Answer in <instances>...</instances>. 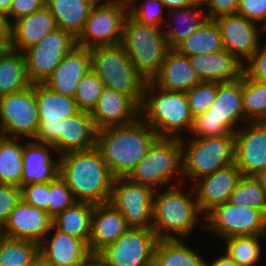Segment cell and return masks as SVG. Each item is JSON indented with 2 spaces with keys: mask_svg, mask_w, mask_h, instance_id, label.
I'll list each match as a JSON object with an SVG mask.
<instances>
[{
  "mask_svg": "<svg viewBox=\"0 0 266 266\" xmlns=\"http://www.w3.org/2000/svg\"><path fill=\"white\" fill-rule=\"evenodd\" d=\"M183 185L168 186L154 193L152 230L159 240H189L196 226L200 224L205 229V215L199 209L195 191L192 185Z\"/></svg>",
  "mask_w": 266,
  "mask_h": 266,
  "instance_id": "obj_1",
  "label": "cell"
},
{
  "mask_svg": "<svg viewBox=\"0 0 266 266\" xmlns=\"http://www.w3.org/2000/svg\"><path fill=\"white\" fill-rule=\"evenodd\" d=\"M157 138L156 131L138 117L126 125L98 130L96 147L115 178L128 177Z\"/></svg>",
  "mask_w": 266,
  "mask_h": 266,
  "instance_id": "obj_2",
  "label": "cell"
},
{
  "mask_svg": "<svg viewBox=\"0 0 266 266\" xmlns=\"http://www.w3.org/2000/svg\"><path fill=\"white\" fill-rule=\"evenodd\" d=\"M60 177L77 202L97 205L110 200L115 177L96 146L60 155Z\"/></svg>",
  "mask_w": 266,
  "mask_h": 266,
  "instance_id": "obj_3",
  "label": "cell"
},
{
  "mask_svg": "<svg viewBox=\"0 0 266 266\" xmlns=\"http://www.w3.org/2000/svg\"><path fill=\"white\" fill-rule=\"evenodd\" d=\"M139 117L158 137L182 139L188 136L193 123L187 94L160 89L152 81L145 85Z\"/></svg>",
  "mask_w": 266,
  "mask_h": 266,
  "instance_id": "obj_4",
  "label": "cell"
},
{
  "mask_svg": "<svg viewBox=\"0 0 266 266\" xmlns=\"http://www.w3.org/2000/svg\"><path fill=\"white\" fill-rule=\"evenodd\" d=\"M243 124L245 119L241 76L235 80L217 82L215 102L206 113L193 118L188 135L189 138L225 136L236 132Z\"/></svg>",
  "mask_w": 266,
  "mask_h": 266,
  "instance_id": "obj_5",
  "label": "cell"
},
{
  "mask_svg": "<svg viewBox=\"0 0 266 266\" xmlns=\"http://www.w3.org/2000/svg\"><path fill=\"white\" fill-rule=\"evenodd\" d=\"M120 44L128 54L134 69L146 82L152 81L159 74L170 49L162 28L142 24L130 14L123 23Z\"/></svg>",
  "mask_w": 266,
  "mask_h": 266,
  "instance_id": "obj_6",
  "label": "cell"
},
{
  "mask_svg": "<svg viewBox=\"0 0 266 266\" xmlns=\"http://www.w3.org/2000/svg\"><path fill=\"white\" fill-rule=\"evenodd\" d=\"M187 138V139H185ZM183 183L192 185L196 180L233 164L236 134L209 138L181 139Z\"/></svg>",
  "mask_w": 266,
  "mask_h": 266,
  "instance_id": "obj_7",
  "label": "cell"
},
{
  "mask_svg": "<svg viewBox=\"0 0 266 266\" xmlns=\"http://www.w3.org/2000/svg\"><path fill=\"white\" fill-rule=\"evenodd\" d=\"M91 69L104 87L129 96L139 107L143 101L146 80L134 69L122 45L90 48Z\"/></svg>",
  "mask_w": 266,
  "mask_h": 266,
  "instance_id": "obj_8",
  "label": "cell"
},
{
  "mask_svg": "<svg viewBox=\"0 0 266 266\" xmlns=\"http://www.w3.org/2000/svg\"><path fill=\"white\" fill-rule=\"evenodd\" d=\"M128 177L154 191L183 183L181 139L158 137Z\"/></svg>",
  "mask_w": 266,
  "mask_h": 266,
  "instance_id": "obj_9",
  "label": "cell"
},
{
  "mask_svg": "<svg viewBox=\"0 0 266 266\" xmlns=\"http://www.w3.org/2000/svg\"><path fill=\"white\" fill-rule=\"evenodd\" d=\"M205 229L217 239L220 237V240L235 236L266 235V215L258 209L238 206L228 200L205 215Z\"/></svg>",
  "mask_w": 266,
  "mask_h": 266,
  "instance_id": "obj_10",
  "label": "cell"
},
{
  "mask_svg": "<svg viewBox=\"0 0 266 266\" xmlns=\"http://www.w3.org/2000/svg\"><path fill=\"white\" fill-rule=\"evenodd\" d=\"M39 124L36 83L0 96V128L5 137L35 139Z\"/></svg>",
  "mask_w": 266,
  "mask_h": 266,
  "instance_id": "obj_11",
  "label": "cell"
},
{
  "mask_svg": "<svg viewBox=\"0 0 266 266\" xmlns=\"http://www.w3.org/2000/svg\"><path fill=\"white\" fill-rule=\"evenodd\" d=\"M129 6L122 2L97 1L92 7L77 45L84 48L116 45L121 42L123 23Z\"/></svg>",
  "mask_w": 266,
  "mask_h": 266,
  "instance_id": "obj_12",
  "label": "cell"
},
{
  "mask_svg": "<svg viewBox=\"0 0 266 266\" xmlns=\"http://www.w3.org/2000/svg\"><path fill=\"white\" fill-rule=\"evenodd\" d=\"M36 100L40 124L34 140L52 144L60 155L62 120L77 114L80 109L74 98L51 90L44 83H36Z\"/></svg>",
  "mask_w": 266,
  "mask_h": 266,
  "instance_id": "obj_13",
  "label": "cell"
},
{
  "mask_svg": "<svg viewBox=\"0 0 266 266\" xmlns=\"http://www.w3.org/2000/svg\"><path fill=\"white\" fill-rule=\"evenodd\" d=\"M158 240L152 229L129 227L98 255L107 266H153Z\"/></svg>",
  "mask_w": 266,
  "mask_h": 266,
  "instance_id": "obj_14",
  "label": "cell"
},
{
  "mask_svg": "<svg viewBox=\"0 0 266 266\" xmlns=\"http://www.w3.org/2000/svg\"><path fill=\"white\" fill-rule=\"evenodd\" d=\"M155 191L129 177H116L109 202L122 213L129 227L152 229Z\"/></svg>",
  "mask_w": 266,
  "mask_h": 266,
  "instance_id": "obj_15",
  "label": "cell"
},
{
  "mask_svg": "<svg viewBox=\"0 0 266 266\" xmlns=\"http://www.w3.org/2000/svg\"><path fill=\"white\" fill-rule=\"evenodd\" d=\"M77 46L76 38L60 28L23 52L30 81L43 83L67 53Z\"/></svg>",
  "mask_w": 266,
  "mask_h": 266,
  "instance_id": "obj_16",
  "label": "cell"
},
{
  "mask_svg": "<svg viewBox=\"0 0 266 266\" xmlns=\"http://www.w3.org/2000/svg\"><path fill=\"white\" fill-rule=\"evenodd\" d=\"M224 49L245 64L261 43V25L247 20L240 14H229L215 19Z\"/></svg>",
  "mask_w": 266,
  "mask_h": 266,
  "instance_id": "obj_17",
  "label": "cell"
},
{
  "mask_svg": "<svg viewBox=\"0 0 266 266\" xmlns=\"http://www.w3.org/2000/svg\"><path fill=\"white\" fill-rule=\"evenodd\" d=\"M235 164L243 176L266 169V122H246L236 132Z\"/></svg>",
  "mask_w": 266,
  "mask_h": 266,
  "instance_id": "obj_18",
  "label": "cell"
},
{
  "mask_svg": "<svg viewBox=\"0 0 266 266\" xmlns=\"http://www.w3.org/2000/svg\"><path fill=\"white\" fill-rule=\"evenodd\" d=\"M242 177V172L234 162L196 180L192 187L200 211L206 215L215 206L227 202Z\"/></svg>",
  "mask_w": 266,
  "mask_h": 266,
  "instance_id": "obj_19",
  "label": "cell"
},
{
  "mask_svg": "<svg viewBox=\"0 0 266 266\" xmlns=\"http://www.w3.org/2000/svg\"><path fill=\"white\" fill-rule=\"evenodd\" d=\"M92 255L86 241L52 226L39 244V258L53 266H78Z\"/></svg>",
  "mask_w": 266,
  "mask_h": 266,
  "instance_id": "obj_20",
  "label": "cell"
},
{
  "mask_svg": "<svg viewBox=\"0 0 266 266\" xmlns=\"http://www.w3.org/2000/svg\"><path fill=\"white\" fill-rule=\"evenodd\" d=\"M53 226V218L36 206L21 200L10 213L1 232L4 236L40 244Z\"/></svg>",
  "mask_w": 266,
  "mask_h": 266,
  "instance_id": "obj_21",
  "label": "cell"
},
{
  "mask_svg": "<svg viewBox=\"0 0 266 266\" xmlns=\"http://www.w3.org/2000/svg\"><path fill=\"white\" fill-rule=\"evenodd\" d=\"M23 163L21 187L54 181L60 176V155L52 144L24 139Z\"/></svg>",
  "mask_w": 266,
  "mask_h": 266,
  "instance_id": "obj_22",
  "label": "cell"
},
{
  "mask_svg": "<svg viewBox=\"0 0 266 266\" xmlns=\"http://www.w3.org/2000/svg\"><path fill=\"white\" fill-rule=\"evenodd\" d=\"M97 130L134 122L139 117V106L127 95L104 87L90 112Z\"/></svg>",
  "mask_w": 266,
  "mask_h": 266,
  "instance_id": "obj_23",
  "label": "cell"
},
{
  "mask_svg": "<svg viewBox=\"0 0 266 266\" xmlns=\"http://www.w3.org/2000/svg\"><path fill=\"white\" fill-rule=\"evenodd\" d=\"M91 69L90 49L75 46L43 83L51 90L73 98L79 81Z\"/></svg>",
  "mask_w": 266,
  "mask_h": 266,
  "instance_id": "obj_24",
  "label": "cell"
},
{
  "mask_svg": "<svg viewBox=\"0 0 266 266\" xmlns=\"http://www.w3.org/2000/svg\"><path fill=\"white\" fill-rule=\"evenodd\" d=\"M128 228L125 217L110 202L93 205L88 243L91 253L98 254Z\"/></svg>",
  "mask_w": 266,
  "mask_h": 266,
  "instance_id": "obj_25",
  "label": "cell"
},
{
  "mask_svg": "<svg viewBox=\"0 0 266 266\" xmlns=\"http://www.w3.org/2000/svg\"><path fill=\"white\" fill-rule=\"evenodd\" d=\"M57 28L55 18L49 8L45 6L11 24L8 47L23 53Z\"/></svg>",
  "mask_w": 266,
  "mask_h": 266,
  "instance_id": "obj_26",
  "label": "cell"
},
{
  "mask_svg": "<svg viewBox=\"0 0 266 266\" xmlns=\"http://www.w3.org/2000/svg\"><path fill=\"white\" fill-rule=\"evenodd\" d=\"M152 82L166 91L186 93L201 81L191 66L188 56L181 54L175 48H170L159 74Z\"/></svg>",
  "mask_w": 266,
  "mask_h": 266,
  "instance_id": "obj_27",
  "label": "cell"
},
{
  "mask_svg": "<svg viewBox=\"0 0 266 266\" xmlns=\"http://www.w3.org/2000/svg\"><path fill=\"white\" fill-rule=\"evenodd\" d=\"M188 58L201 82L231 81L243 75L244 64L225 49Z\"/></svg>",
  "mask_w": 266,
  "mask_h": 266,
  "instance_id": "obj_28",
  "label": "cell"
},
{
  "mask_svg": "<svg viewBox=\"0 0 266 266\" xmlns=\"http://www.w3.org/2000/svg\"><path fill=\"white\" fill-rule=\"evenodd\" d=\"M97 131L90 112L80 110L65 118L60 133V155L95 147Z\"/></svg>",
  "mask_w": 266,
  "mask_h": 266,
  "instance_id": "obj_29",
  "label": "cell"
},
{
  "mask_svg": "<svg viewBox=\"0 0 266 266\" xmlns=\"http://www.w3.org/2000/svg\"><path fill=\"white\" fill-rule=\"evenodd\" d=\"M166 13L162 29L169 48H176L208 19L200 2L185 8L170 9Z\"/></svg>",
  "mask_w": 266,
  "mask_h": 266,
  "instance_id": "obj_30",
  "label": "cell"
},
{
  "mask_svg": "<svg viewBox=\"0 0 266 266\" xmlns=\"http://www.w3.org/2000/svg\"><path fill=\"white\" fill-rule=\"evenodd\" d=\"M98 0H46L57 27L77 38Z\"/></svg>",
  "mask_w": 266,
  "mask_h": 266,
  "instance_id": "obj_31",
  "label": "cell"
},
{
  "mask_svg": "<svg viewBox=\"0 0 266 266\" xmlns=\"http://www.w3.org/2000/svg\"><path fill=\"white\" fill-rule=\"evenodd\" d=\"M32 84L24 54L4 47L0 51V96L22 91Z\"/></svg>",
  "mask_w": 266,
  "mask_h": 266,
  "instance_id": "obj_32",
  "label": "cell"
},
{
  "mask_svg": "<svg viewBox=\"0 0 266 266\" xmlns=\"http://www.w3.org/2000/svg\"><path fill=\"white\" fill-rule=\"evenodd\" d=\"M193 247L186 239L158 240L153 266H207V259Z\"/></svg>",
  "mask_w": 266,
  "mask_h": 266,
  "instance_id": "obj_33",
  "label": "cell"
},
{
  "mask_svg": "<svg viewBox=\"0 0 266 266\" xmlns=\"http://www.w3.org/2000/svg\"><path fill=\"white\" fill-rule=\"evenodd\" d=\"M186 56L211 54L224 49L221 31L215 20L207 19L195 32L175 48Z\"/></svg>",
  "mask_w": 266,
  "mask_h": 266,
  "instance_id": "obj_34",
  "label": "cell"
},
{
  "mask_svg": "<svg viewBox=\"0 0 266 266\" xmlns=\"http://www.w3.org/2000/svg\"><path fill=\"white\" fill-rule=\"evenodd\" d=\"M93 204L76 202L53 218V226L89 243Z\"/></svg>",
  "mask_w": 266,
  "mask_h": 266,
  "instance_id": "obj_35",
  "label": "cell"
},
{
  "mask_svg": "<svg viewBox=\"0 0 266 266\" xmlns=\"http://www.w3.org/2000/svg\"><path fill=\"white\" fill-rule=\"evenodd\" d=\"M23 138L4 137L0 142V183L21 188L23 175Z\"/></svg>",
  "mask_w": 266,
  "mask_h": 266,
  "instance_id": "obj_36",
  "label": "cell"
},
{
  "mask_svg": "<svg viewBox=\"0 0 266 266\" xmlns=\"http://www.w3.org/2000/svg\"><path fill=\"white\" fill-rule=\"evenodd\" d=\"M262 239L266 240V235L226 238L222 241L224 242L223 251L239 266H258L263 258Z\"/></svg>",
  "mask_w": 266,
  "mask_h": 266,
  "instance_id": "obj_37",
  "label": "cell"
},
{
  "mask_svg": "<svg viewBox=\"0 0 266 266\" xmlns=\"http://www.w3.org/2000/svg\"><path fill=\"white\" fill-rule=\"evenodd\" d=\"M38 258V243L4 235L1 237L0 266H33Z\"/></svg>",
  "mask_w": 266,
  "mask_h": 266,
  "instance_id": "obj_38",
  "label": "cell"
},
{
  "mask_svg": "<svg viewBox=\"0 0 266 266\" xmlns=\"http://www.w3.org/2000/svg\"><path fill=\"white\" fill-rule=\"evenodd\" d=\"M242 103L246 122H266V83L242 75Z\"/></svg>",
  "mask_w": 266,
  "mask_h": 266,
  "instance_id": "obj_39",
  "label": "cell"
},
{
  "mask_svg": "<svg viewBox=\"0 0 266 266\" xmlns=\"http://www.w3.org/2000/svg\"><path fill=\"white\" fill-rule=\"evenodd\" d=\"M229 201L238 206H250L266 215V194L254 176H243Z\"/></svg>",
  "mask_w": 266,
  "mask_h": 266,
  "instance_id": "obj_40",
  "label": "cell"
},
{
  "mask_svg": "<svg viewBox=\"0 0 266 266\" xmlns=\"http://www.w3.org/2000/svg\"><path fill=\"white\" fill-rule=\"evenodd\" d=\"M104 89V83L90 69L79 81L74 99L81 111L91 112L96 106Z\"/></svg>",
  "mask_w": 266,
  "mask_h": 266,
  "instance_id": "obj_41",
  "label": "cell"
},
{
  "mask_svg": "<svg viewBox=\"0 0 266 266\" xmlns=\"http://www.w3.org/2000/svg\"><path fill=\"white\" fill-rule=\"evenodd\" d=\"M142 1V3H140ZM132 0L129 6V14L138 22L163 28L166 20L164 13L166 8L161 0Z\"/></svg>",
  "mask_w": 266,
  "mask_h": 266,
  "instance_id": "obj_42",
  "label": "cell"
},
{
  "mask_svg": "<svg viewBox=\"0 0 266 266\" xmlns=\"http://www.w3.org/2000/svg\"><path fill=\"white\" fill-rule=\"evenodd\" d=\"M193 118L206 113L217 97V82L203 81L186 92Z\"/></svg>",
  "mask_w": 266,
  "mask_h": 266,
  "instance_id": "obj_43",
  "label": "cell"
},
{
  "mask_svg": "<svg viewBox=\"0 0 266 266\" xmlns=\"http://www.w3.org/2000/svg\"><path fill=\"white\" fill-rule=\"evenodd\" d=\"M76 202L73 192L60 176L56 180L50 181L48 214L52 218L63 212L66 208L71 207Z\"/></svg>",
  "mask_w": 266,
  "mask_h": 266,
  "instance_id": "obj_44",
  "label": "cell"
},
{
  "mask_svg": "<svg viewBox=\"0 0 266 266\" xmlns=\"http://www.w3.org/2000/svg\"><path fill=\"white\" fill-rule=\"evenodd\" d=\"M50 181L42 183H30L21 187V199L32 206L48 213V194Z\"/></svg>",
  "mask_w": 266,
  "mask_h": 266,
  "instance_id": "obj_45",
  "label": "cell"
},
{
  "mask_svg": "<svg viewBox=\"0 0 266 266\" xmlns=\"http://www.w3.org/2000/svg\"><path fill=\"white\" fill-rule=\"evenodd\" d=\"M243 73L249 79L266 83V41L259 44L252 57L243 65Z\"/></svg>",
  "mask_w": 266,
  "mask_h": 266,
  "instance_id": "obj_46",
  "label": "cell"
},
{
  "mask_svg": "<svg viewBox=\"0 0 266 266\" xmlns=\"http://www.w3.org/2000/svg\"><path fill=\"white\" fill-rule=\"evenodd\" d=\"M21 200L20 187L16 185L0 184V229L7 222L10 213Z\"/></svg>",
  "mask_w": 266,
  "mask_h": 266,
  "instance_id": "obj_47",
  "label": "cell"
},
{
  "mask_svg": "<svg viewBox=\"0 0 266 266\" xmlns=\"http://www.w3.org/2000/svg\"><path fill=\"white\" fill-rule=\"evenodd\" d=\"M236 13L262 26L266 21V0H239Z\"/></svg>",
  "mask_w": 266,
  "mask_h": 266,
  "instance_id": "obj_48",
  "label": "cell"
},
{
  "mask_svg": "<svg viewBox=\"0 0 266 266\" xmlns=\"http://www.w3.org/2000/svg\"><path fill=\"white\" fill-rule=\"evenodd\" d=\"M46 6V0H13L7 15L9 23L13 24L18 19L27 16Z\"/></svg>",
  "mask_w": 266,
  "mask_h": 266,
  "instance_id": "obj_49",
  "label": "cell"
},
{
  "mask_svg": "<svg viewBox=\"0 0 266 266\" xmlns=\"http://www.w3.org/2000/svg\"><path fill=\"white\" fill-rule=\"evenodd\" d=\"M202 3L207 18L215 20L224 15L235 14L239 0H204Z\"/></svg>",
  "mask_w": 266,
  "mask_h": 266,
  "instance_id": "obj_50",
  "label": "cell"
},
{
  "mask_svg": "<svg viewBox=\"0 0 266 266\" xmlns=\"http://www.w3.org/2000/svg\"><path fill=\"white\" fill-rule=\"evenodd\" d=\"M11 37V24L9 23L7 14L0 11V45L8 47Z\"/></svg>",
  "mask_w": 266,
  "mask_h": 266,
  "instance_id": "obj_51",
  "label": "cell"
},
{
  "mask_svg": "<svg viewBox=\"0 0 266 266\" xmlns=\"http://www.w3.org/2000/svg\"><path fill=\"white\" fill-rule=\"evenodd\" d=\"M212 260V261H211ZM207 266H239L235 261H233L228 254L224 251L221 255L213 256V259H207Z\"/></svg>",
  "mask_w": 266,
  "mask_h": 266,
  "instance_id": "obj_52",
  "label": "cell"
},
{
  "mask_svg": "<svg viewBox=\"0 0 266 266\" xmlns=\"http://www.w3.org/2000/svg\"><path fill=\"white\" fill-rule=\"evenodd\" d=\"M166 8V11L170 9L185 8L196 4L195 0H161Z\"/></svg>",
  "mask_w": 266,
  "mask_h": 266,
  "instance_id": "obj_53",
  "label": "cell"
},
{
  "mask_svg": "<svg viewBox=\"0 0 266 266\" xmlns=\"http://www.w3.org/2000/svg\"><path fill=\"white\" fill-rule=\"evenodd\" d=\"M78 266H107V264L98 254H92L85 262Z\"/></svg>",
  "mask_w": 266,
  "mask_h": 266,
  "instance_id": "obj_54",
  "label": "cell"
},
{
  "mask_svg": "<svg viewBox=\"0 0 266 266\" xmlns=\"http://www.w3.org/2000/svg\"><path fill=\"white\" fill-rule=\"evenodd\" d=\"M260 183L262 189L264 190L266 194V169L259 172L256 176H254Z\"/></svg>",
  "mask_w": 266,
  "mask_h": 266,
  "instance_id": "obj_55",
  "label": "cell"
},
{
  "mask_svg": "<svg viewBox=\"0 0 266 266\" xmlns=\"http://www.w3.org/2000/svg\"><path fill=\"white\" fill-rule=\"evenodd\" d=\"M12 2L13 0H0V11L8 15Z\"/></svg>",
  "mask_w": 266,
  "mask_h": 266,
  "instance_id": "obj_56",
  "label": "cell"
},
{
  "mask_svg": "<svg viewBox=\"0 0 266 266\" xmlns=\"http://www.w3.org/2000/svg\"><path fill=\"white\" fill-rule=\"evenodd\" d=\"M33 266H53V265L46 263L41 258H38Z\"/></svg>",
  "mask_w": 266,
  "mask_h": 266,
  "instance_id": "obj_57",
  "label": "cell"
},
{
  "mask_svg": "<svg viewBox=\"0 0 266 266\" xmlns=\"http://www.w3.org/2000/svg\"><path fill=\"white\" fill-rule=\"evenodd\" d=\"M99 1L122 2V3L129 4L132 0H99Z\"/></svg>",
  "mask_w": 266,
  "mask_h": 266,
  "instance_id": "obj_58",
  "label": "cell"
},
{
  "mask_svg": "<svg viewBox=\"0 0 266 266\" xmlns=\"http://www.w3.org/2000/svg\"><path fill=\"white\" fill-rule=\"evenodd\" d=\"M261 29H262V33L265 34V32H266V21L262 24Z\"/></svg>",
  "mask_w": 266,
  "mask_h": 266,
  "instance_id": "obj_59",
  "label": "cell"
},
{
  "mask_svg": "<svg viewBox=\"0 0 266 266\" xmlns=\"http://www.w3.org/2000/svg\"><path fill=\"white\" fill-rule=\"evenodd\" d=\"M4 137H5L4 132L0 128V142L3 140Z\"/></svg>",
  "mask_w": 266,
  "mask_h": 266,
  "instance_id": "obj_60",
  "label": "cell"
},
{
  "mask_svg": "<svg viewBox=\"0 0 266 266\" xmlns=\"http://www.w3.org/2000/svg\"><path fill=\"white\" fill-rule=\"evenodd\" d=\"M196 2H200V3H202L204 0H195Z\"/></svg>",
  "mask_w": 266,
  "mask_h": 266,
  "instance_id": "obj_61",
  "label": "cell"
},
{
  "mask_svg": "<svg viewBox=\"0 0 266 266\" xmlns=\"http://www.w3.org/2000/svg\"><path fill=\"white\" fill-rule=\"evenodd\" d=\"M2 236H3V234H2L1 229H0V239H1Z\"/></svg>",
  "mask_w": 266,
  "mask_h": 266,
  "instance_id": "obj_62",
  "label": "cell"
}]
</instances>
